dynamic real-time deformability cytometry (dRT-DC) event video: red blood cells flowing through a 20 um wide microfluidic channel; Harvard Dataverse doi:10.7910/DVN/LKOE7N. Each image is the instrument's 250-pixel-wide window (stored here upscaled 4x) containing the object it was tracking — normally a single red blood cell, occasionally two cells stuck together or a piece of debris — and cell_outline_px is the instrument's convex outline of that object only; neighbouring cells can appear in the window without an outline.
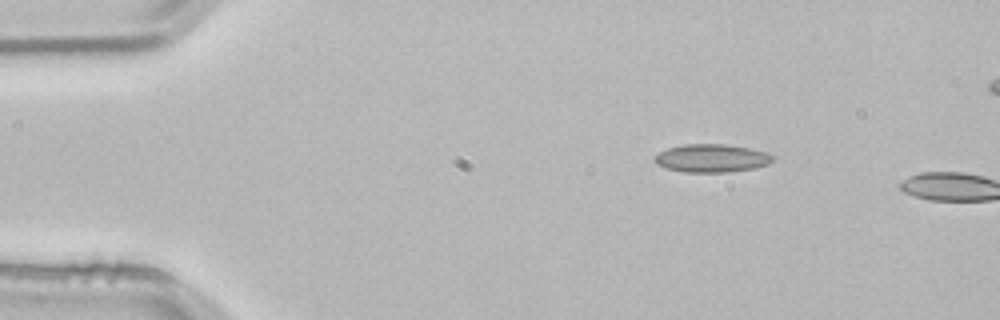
{"species": "common noctule bat (a hibernating species)", "species_latin": "Nyctalus noctula", "temperature_condition": "room temperature", "stored_images_in_passage": 2, "camera_frame_rate_fps": 3000, "um_per_image_px": 0.085, "animal": {"sex": "male", "body_mass_g": 21.5, "forearm_length_mm": 52.0}, "frame": {"image": 1, "passage_image": 1, "time_ms": 0.0, "image_size_px": [1000, 320], "cell_outline_px": [[776, 156], [768, 164], [752, 168], [728, 172], [684, 172], [668, 168], [656, 164], [652, 160], [652, 156], [668, 148], [684, 144], [724, 144], [748, 148], [764, 152]], "centroid_in_image_um": [60.44, 13.44], "position_along_channel_um": 24.6, "area_um2": 19.25}}